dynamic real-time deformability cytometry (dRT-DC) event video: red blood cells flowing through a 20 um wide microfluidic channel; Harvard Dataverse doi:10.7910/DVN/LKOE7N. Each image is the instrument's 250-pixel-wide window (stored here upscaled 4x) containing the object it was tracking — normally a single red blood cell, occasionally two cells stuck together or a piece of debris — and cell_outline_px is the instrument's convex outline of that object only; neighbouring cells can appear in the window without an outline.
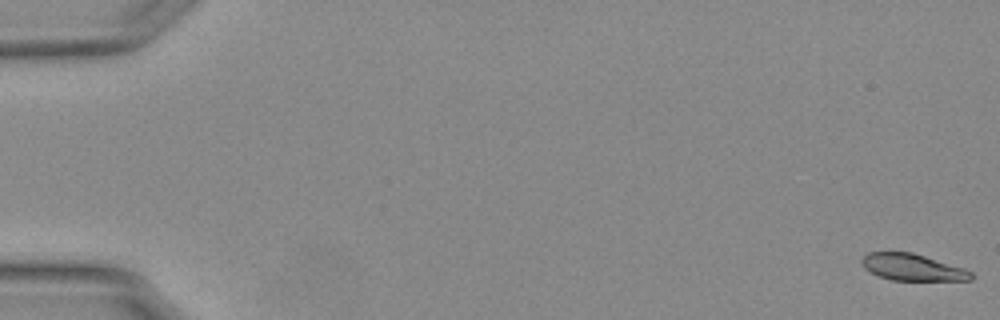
{"species": "Egyptian fruit bat (a non-hibernating species)", "species_latin": "Rousettus aegyptiacus", "temperature_condition": "warm", "stored_images_in_passage": 23, "camera_frame_rate_fps": 3000, "um_per_image_px": 0.085, "animal": {"sex": "female"}, "frame": {"image": 1, "passage_image": 1, "time_ms": 0.0, "image_size_px": [1000, 320], "cell_outline_px": [[972, 280], [892, 280], [880, 276], [864, 268], [860, 260], [868, 252], [912, 252], [964, 268], [972, 272]], "centroid_in_image_um": [77.55, 22.71], "position_along_channel_um": 7.5, "area_um2": 16.82}}
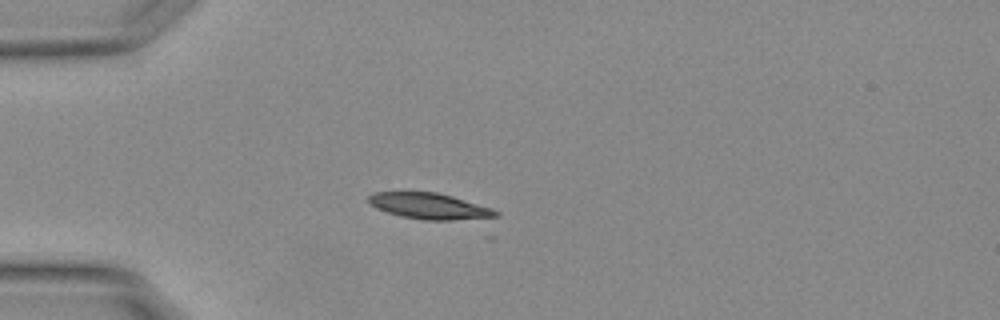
{"frame": {"image": 2, "passage_image": 16, "time_ms": 5.0, "image_size_px": [1000, 320], "cell_outline_px": [[500, 216], [492, 220], [424, 220], [400, 216], [376, 208], [368, 204], [368, 196], [372, 192], [436, 192], [452, 196], [492, 208], [500, 212]], "centroid_in_image_um": [36.6, 17.55], "position_along_channel_um": 48.4, "area_um2": 19.83}}
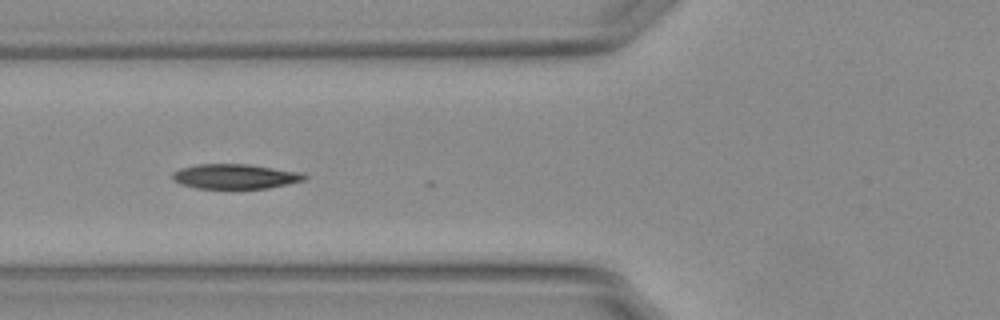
{"frame": {"image": 3, "passage_image": 22, "time_ms": 7.0, "image_size_px": [1000, 320], "cell_outline_px": [[308, 176], [304, 180], [288, 184], [268, 188], [196, 188], [180, 184], [172, 180], [172, 172], [180, 168], [196, 164], [248, 164], [304, 172]], "centroid_in_image_um": [19.99, 14.99], "position_along_channel_um": 105.8, "area_um2": 19.25}}